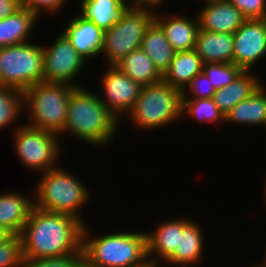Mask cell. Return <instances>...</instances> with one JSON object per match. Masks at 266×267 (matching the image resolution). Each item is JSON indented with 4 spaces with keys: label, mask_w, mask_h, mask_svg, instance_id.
I'll return each instance as SVG.
<instances>
[{
    "label": "cell",
    "mask_w": 266,
    "mask_h": 267,
    "mask_svg": "<svg viewBox=\"0 0 266 267\" xmlns=\"http://www.w3.org/2000/svg\"><path fill=\"white\" fill-rule=\"evenodd\" d=\"M83 226L73 215L34 206L20 233L23 258H58L79 252Z\"/></svg>",
    "instance_id": "6da1fadb"
},
{
    "label": "cell",
    "mask_w": 266,
    "mask_h": 267,
    "mask_svg": "<svg viewBox=\"0 0 266 267\" xmlns=\"http://www.w3.org/2000/svg\"><path fill=\"white\" fill-rule=\"evenodd\" d=\"M119 120L100 100V96L86 87H76L69 99L67 120L63 132L95 147H106L121 126ZM64 133V134H63Z\"/></svg>",
    "instance_id": "7a4b0ae2"
},
{
    "label": "cell",
    "mask_w": 266,
    "mask_h": 267,
    "mask_svg": "<svg viewBox=\"0 0 266 267\" xmlns=\"http://www.w3.org/2000/svg\"><path fill=\"white\" fill-rule=\"evenodd\" d=\"M83 226L81 249L89 267H144L149 264L146 232H115L92 237ZM91 236V237H90Z\"/></svg>",
    "instance_id": "3957f363"
},
{
    "label": "cell",
    "mask_w": 266,
    "mask_h": 267,
    "mask_svg": "<svg viewBox=\"0 0 266 267\" xmlns=\"http://www.w3.org/2000/svg\"><path fill=\"white\" fill-rule=\"evenodd\" d=\"M34 192V206L49 212L73 215L84 225L87 224L79 214L81 206L88 203L89 189L73 174L59 166L39 175ZM36 197V198H35Z\"/></svg>",
    "instance_id": "277c9868"
},
{
    "label": "cell",
    "mask_w": 266,
    "mask_h": 267,
    "mask_svg": "<svg viewBox=\"0 0 266 267\" xmlns=\"http://www.w3.org/2000/svg\"><path fill=\"white\" fill-rule=\"evenodd\" d=\"M75 88L66 83L43 81L24 90L23 106L30 115L25 125L59 136L64 130L70 95Z\"/></svg>",
    "instance_id": "5b68a950"
},
{
    "label": "cell",
    "mask_w": 266,
    "mask_h": 267,
    "mask_svg": "<svg viewBox=\"0 0 266 267\" xmlns=\"http://www.w3.org/2000/svg\"><path fill=\"white\" fill-rule=\"evenodd\" d=\"M182 92L164 81L142 86L127 114L138 129L155 130L182 119Z\"/></svg>",
    "instance_id": "8992f818"
},
{
    "label": "cell",
    "mask_w": 266,
    "mask_h": 267,
    "mask_svg": "<svg viewBox=\"0 0 266 267\" xmlns=\"http://www.w3.org/2000/svg\"><path fill=\"white\" fill-rule=\"evenodd\" d=\"M155 12L150 9L127 7L117 22L103 33L102 54L105 63L116 65L132 51L141 48L142 39L155 21Z\"/></svg>",
    "instance_id": "52a82bcc"
},
{
    "label": "cell",
    "mask_w": 266,
    "mask_h": 267,
    "mask_svg": "<svg viewBox=\"0 0 266 267\" xmlns=\"http://www.w3.org/2000/svg\"><path fill=\"white\" fill-rule=\"evenodd\" d=\"M43 81L42 45L28 41L0 48V86L23 92Z\"/></svg>",
    "instance_id": "ba28073f"
},
{
    "label": "cell",
    "mask_w": 266,
    "mask_h": 267,
    "mask_svg": "<svg viewBox=\"0 0 266 267\" xmlns=\"http://www.w3.org/2000/svg\"><path fill=\"white\" fill-rule=\"evenodd\" d=\"M13 141L15 153L26 169L46 172L60 161L62 143L57 134L36 129L25 124L16 125Z\"/></svg>",
    "instance_id": "9c48e42d"
},
{
    "label": "cell",
    "mask_w": 266,
    "mask_h": 267,
    "mask_svg": "<svg viewBox=\"0 0 266 267\" xmlns=\"http://www.w3.org/2000/svg\"><path fill=\"white\" fill-rule=\"evenodd\" d=\"M60 33L49 47L42 46L43 80L81 87L76 84L75 79L82 72L87 61L76 51L68 38L62 32Z\"/></svg>",
    "instance_id": "30bf717a"
},
{
    "label": "cell",
    "mask_w": 266,
    "mask_h": 267,
    "mask_svg": "<svg viewBox=\"0 0 266 267\" xmlns=\"http://www.w3.org/2000/svg\"><path fill=\"white\" fill-rule=\"evenodd\" d=\"M107 68L101 78L104 96H100V100L121 123L122 117L132 110L141 86L115 65H108Z\"/></svg>",
    "instance_id": "8fae6325"
},
{
    "label": "cell",
    "mask_w": 266,
    "mask_h": 267,
    "mask_svg": "<svg viewBox=\"0 0 266 267\" xmlns=\"http://www.w3.org/2000/svg\"><path fill=\"white\" fill-rule=\"evenodd\" d=\"M233 64L251 71L266 55V18L246 19L233 33Z\"/></svg>",
    "instance_id": "7c38bea8"
},
{
    "label": "cell",
    "mask_w": 266,
    "mask_h": 267,
    "mask_svg": "<svg viewBox=\"0 0 266 267\" xmlns=\"http://www.w3.org/2000/svg\"><path fill=\"white\" fill-rule=\"evenodd\" d=\"M204 3L196 12L200 30L233 34L246 20L228 0H204Z\"/></svg>",
    "instance_id": "4fadbf2b"
},
{
    "label": "cell",
    "mask_w": 266,
    "mask_h": 267,
    "mask_svg": "<svg viewBox=\"0 0 266 267\" xmlns=\"http://www.w3.org/2000/svg\"><path fill=\"white\" fill-rule=\"evenodd\" d=\"M186 217L160 222L154 232H146L147 254L150 264H165L175 253L178 246L179 232L190 222ZM156 254V255H155ZM155 256V257H153ZM159 261V263H158Z\"/></svg>",
    "instance_id": "5bb4252c"
},
{
    "label": "cell",
    "mask_w": 266,
    "mask_h": 267,
    "mask_svg": "<svg viewBox=\"0 0 266 267\" xmlns=\"http://www.w3.org/2000/svg\"><path fill=\"white\" fill-rule=\"evenodd\" d=\"M63 29L62 33L86 61L100 56L104 31L92 21L77 14L70 18Z\"/></svg>",
    "instance_id": "9a60e30c"
},
{
    "label": "cell",
    "mask_w": 266,
    "mask_h": 267,
    "mask_svg": "<svg viewBox=\"0 0 266 267\" xmlns=\"http://www.w3.org/2000/svg\"><path fill=\"white\" fill-rule=\"evenodd\" d=\"M157 13H155V22L164 31L167 40L176 52L189 51L195 48L200 29L197 16H191V18L178 15L161 17L159 16L161 14Z\"/></svg>",
    "instance_id": "2e32d148"
},
{
    "label": "cell",
    "mask_w": 266,
    "mask_h": 267,
    "mask_svg": "<svg viewBox=\"0 0 266 267\" xmlns=\"http://www.w3.org/2000/svg\"><path fill=\"white\" fill-rule=\"evenodd\" d=\"M203 228L198 222L191 220L182 232H179L178 246L174 255L166 262L167 266L191 267L202 262L204 245Z\"/></svg>",
    "instance_id": "e0dca14e"
},
{
    "label": "cell",
    "mask_w": 266,
    "mask_h": 267,
    "mask_svg": "<svg viewBox=\"0 0 266 267\" xmlns=\"http://www.w3.org/2000/svg\"><path fill=\"white\" fill-rule=\"evenodd\" d=\"M34 207V199L17 192L0 193V226L12 235H20Z\"/></svg>",
    "instance_id": "ac0fdd59"
},
{
    "label": "cell",
    "mask_w": 266,
    "mask_h": 267,
    "mask_svg": "<svg viewBox=\"0 0 266 267\" xmlns=\"http://www.w3.org/2000/svg\"><path fill=\"white\" fill-rule=\"evenodd\" d=\"M194 50L203 63H233V34L199 29Z\"/></svg>",
    "instance_id": "d6986e66"
},
{
    "label": "cell",
    "mask_w": 266,
    "mask_h": 267,
    "mask_svg": "<svg viewBox=\"0 0 266 267\" xmlns=\"http://www.w3.org/2000/svg\"><path fill=\"white\" fill-rule=\"evenodd\" d=\"M260 79V76L252 71H242L232 83L215 90L212 99L225 116L235 105L249 98L262 85Z\"/></svg>",
    "instance_id": "ffe728a7"
},
{
    "label": "cell",
    "mask_w": 266,
    "mask_h": 267,
    "mask_svg": "<svg viewBox=\"0 0 266 267\" xmlns=\"http://www.w3.org/2000/svg\"><path fill=\"white\" fill-rule=\"evenodd\" d=\"M263 84L253 94L235 105L224 116L225 123L245 124V126H265L266 124V87Z\"/></svg>",
    "instance_id": "44dd1931"
},
{
    "label": "cell",
    "mask_w": 266,
    "mask_h": 267,
    "mask_svg": "<svg viewBox=\"0 0 266 267\" xmlns=\"http://www.w3.org/2000/svg\"><path fill=\"white\" fill-rule=\"evenodd\" d=\"M39 17L25 7L0 20V48L28 42Z\"/></svg>",
    "instance_id": "7402d4cb"
},
{
    "label": "cell",
    "mask_w": 266,
    "mask_h": 267,
    "mask_svg": "<svg viewBox=\"0 0 266 267\" xmlns=\"http://www.w3.org/2000/svg\"><path fill=\"white\" fill-rule=\"evenodd\" d=\"M115 66L141 87L163 81V75L141 48L129 53Z\"/></svg>",
    "instance_id": "603a6c76"
},
{
    "label": "cell",
    "mask_w": 266,
    "mask_h": 267,
    "mask_svg": "<svg viewBox=\"0 0 266 267\" xmlns=\"http://www.w3.org/2000/svg\"><path fill=\"white\" fill-rule=\"evenodd\" d=\"M203 64L194 49L178 51L163 74V81L182 91L192 78L202 72Z\"/></svg>",
    "instance_id": "cb8c5ba5"
},
{
    "label": "cell",
    "mask_w": 266,
    "mask_h": 267,
    "mask_svg": "<svg viewBox=\"0 0 266 267\" xmlns=\"http://www.w3.org/2000/svg\"><path fill=\"white\" fill-rule=\"evenodd\" d=\"M80 16L101 30H109L127 8L126 0H81Z\"/></svg>",
    "instance_id": "d4e9b609"
},
{
    "label": "cell",
    "mask_w": 266,
    "mask_h": 267,
    "mask_svg": "<svg viewBox=\"0 0 266 267\" xmlns=\"http://www.w3.org/2000/svg\"><path fill=\"white\" fill-rule=\"evenodd\" d=\"M141 49L148 54L162 75L169 69L176 53L167 40L164 31L155 21L147 29L142 39Z\"/></svg>",
    "instance_id": "484cf974"
},
{
    "label": "cell",
    "mask_w": 266,
    "mask_h": 267,
    "mask_svg": "<svg viewBox=\"0 0 266 267\" xmlns=\"http://www.w3.org/2000/svg\"><path fill=\"white\" fill-rule=\"evenodd\" d=\"M182 118L191 117L199 124L224 122V114L218 109L212 98L182 99ZM186 115V116H185Z\"/></svg>",
    "instance_id": "4316f807"
},
{
    "label": "cell",
    "mask_w": 266,
    "mask_h": 267,
    "mask_svg": "<svg viewBox=\"0 0 266 267\" xmlns=\"http://www.w3.org/2000/svg\"><path fill=\"white\" fill-rule=\"evenodd\" d=\"M23 111V92L10 86H0V130L17 119L19 121Z\"/></svg>",
    "instance_id": "83f0119b"
},
{
    "label": "cell",
    "mask_w": 266,
    "mask_h": 267,
    "mask_svg": "<svg viewBox=\"0 0 266 267\" xmlns=\"http://www.w3.org/2000/svg\"><path fill=\"white\" fill-rule=\"evenodd\" d=\"M202 71L218 90L232 83L243 70L233 63H204Z\"/></svg>",
    "instance_id": "f1b7e54d"
},
{
    "label": "cell",
    "mask_w": 266,
    "mask_h": 267,
    "mask_svg": "<svg viewBox=\"0 0 266 267\" xmlns=\"http://www.w3.org/2000/svg\"><path fill=\"white\" fill-rule=\"evenodd\" d=\"M85 255L81 249L77 253L58 258H24L22 267H83Z\"/></svg>",
    "instance_id": "f546056e"
},
{
    "label": "cell",
    "mask_w": 266,
    "mask_h": 267,
    "mask_svg": "<svg viewBox=\"0 0 266 267\" xmlns=\"http://www.w3.org/2000/svg\"><path fill=\"white\" fill-rule=\"evenodd\" d=\"M23 259L20 235H11L0 243V267H22Z\"/></svg>",
    "instance_id": "4dcf8cb0"
},
{
    "label": "cell",
    "mask_w": 266,
    "mask_h": 267,
    "mask_svg": "<svg viewBox=\"0 0 266 267\" xmlns=\"http://www.w3.org/2000/svg\"><path fill=\"white\" fill-rule=\"evenodd\" d=\"M181 92L182 99H201L212 98L215 89L209 78L202 71L192 78Z\"/></svg>",
    "instance_id": "1f68e13d"
},
{
    "label": "cell",
    "mask_w": 266,
    "mask_h": 267,
    "mask_svg": "<svg viewBox=\"0 0 266 267\" xmlns=\"http://www.w3.org/2000/svg\"><path fill=\"white\" fill-rule=\"evenodd\" d=\"M246 19L266 18V0H228Z\"/></svg>",
    "instance_id": "d6a6232c"
},
{
    "label": "cell",
    "mask_w": 266,
    "mask_h": 267,
    "mask_svg": "<svg viewBox=\"0 0 266 267\" xmlns=\"http://www.w3.org/2000/svg\"><path fill=\"white\" fill-rule=\"evenodd\" d=\"M67 0H23L22 6L35 13L39 18L43 12L52 13L58 12ZM43 11V12H42ZM47 11V12H46Z\"/></svg>",
    "instance_id": "836d02e7"
},
{
    "label": "cell",
    "mask_w": 266,
    "mask_h": 267,
    "mask_svg": "<svg viewBox=\"0 0 266 267\" xmlns=\"http://www.w3.org/2000/svg\"><path fill=\"white\" fill-rule=\"evenodd\" d=\"M21 7L20 0H0V20L13 15Z\"/></svg>",
    "instance_id": "e575fe53"
},
{
    "label": "cell",
    "mask_w": 266,
    "mask_h": 267,
    "mask_svg": "<svg viewBox=\"0 0 266 267\" xmlns=\"http://www.w3.org/2000/svg\"><path fill=\"white\" fill-rule=\"evenodd\" d=\"M128 2L131 1L126 0L127 7L129 8L150 9L155 11L160 4L164 3V0H132L130 4Z\"/></svg>",
    "instance_id": "d590c367"
},
{
    "label": "cell",
    "mask_w": 266,
    "mask_h": 267,
    "mask_svg": "<svg viewBox=\"0 0 266 267\" xmlns=\"http://www.w3.org/2000/svg\"><path fill=\"white\" fill-rule=\"evenodd\" d=\"M12 234L7 231L4 227L0 226V243L8 239Z\"/></svg>",
    "instance_id": "8d00e7d4"
},
{
    "label": "cell",
    "mask_w": 266,
    "mask_h": 267,
    "mask_svg": "<svg viewBox=\"0 0 266 267\" xmlns=\"http://www.w3.org/2000/svg\"><path fill=\"white\" fill-rule=\"evenodd\" d=\"M263 262H261V263H259V264H261V265H259V264H257V265H255V266H250V267H266V261L264 260V258H263V260H262Z\"/></svg>",
    "instance_id": "74e56055"
},
{
    "label": "cell",
    "mask_w": 266,
    "mask_h": 267,
    "mask_svg": "<svg viewBox=\"0 0 266 267\" xmlns=\"http://www.w3.org/2000/svg\"><path fill=\"white\" fill-rule=\"evenodd\" d=\"M159 266V264H148L147 266H144V267H158Z\"/></svg>",
    "instance_id": "f35d334b"
},
{
    "label": "cell",
    "mask_w": 266,
    "mask_h": 267,
    "mask_svg": "<svg viewBox=\"0 0 266 267\" xmlns=\"http://www.w3.org/2000/svg\"><path fill=\"white\" fill-rule=\"evenodd\" d=\"M265 187H266V185H265ZM265 189H266V188H265ZM265 189H264V191H265V194H264V195H265V198H264V199H265V203H266V190H265ZM265 205H266V204H265Z\"/></svg>",
    "instance_id": "ab89813d"
}]
</instances>
